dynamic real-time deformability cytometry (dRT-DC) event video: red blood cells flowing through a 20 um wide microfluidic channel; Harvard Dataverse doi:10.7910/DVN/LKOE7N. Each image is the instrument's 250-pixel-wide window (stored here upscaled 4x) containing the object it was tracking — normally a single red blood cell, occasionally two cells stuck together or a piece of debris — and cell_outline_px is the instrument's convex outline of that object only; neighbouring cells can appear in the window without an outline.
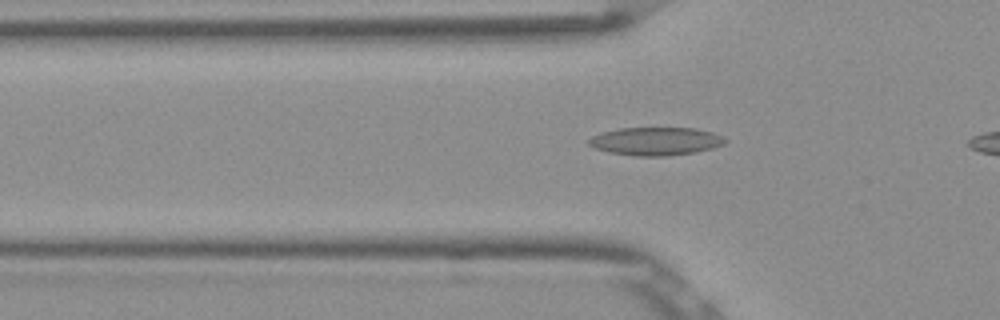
{"species": "Egyptian fruit bat (a non-hibernating species)", "species_latin": "Rousettus aegyptiacus", "temperature_condition": "room temperature", "stored_images_in_passage": 8, "camera_frame_rate_fps": 3000, "um_per_image_px": 0.085, "frame": {"image": 1, "passage_image": 5, "time_ms": 1.333, "image_size_px": [1000, 320], "cell_outline_px": [[728, 140], [724, 144], [712, 148], [696, 152], [664, 156], [636, 156], [608, 152], [592, 148], [588, 144], [588, 140], [592, 136], [600, 132], [620, 128], [696, 128], [712, 132], [724, 136]], "centroid_in_image_um": [55.72, 12.0], "position_along_channel_um": 70.1, "area_um2": 22.54}}